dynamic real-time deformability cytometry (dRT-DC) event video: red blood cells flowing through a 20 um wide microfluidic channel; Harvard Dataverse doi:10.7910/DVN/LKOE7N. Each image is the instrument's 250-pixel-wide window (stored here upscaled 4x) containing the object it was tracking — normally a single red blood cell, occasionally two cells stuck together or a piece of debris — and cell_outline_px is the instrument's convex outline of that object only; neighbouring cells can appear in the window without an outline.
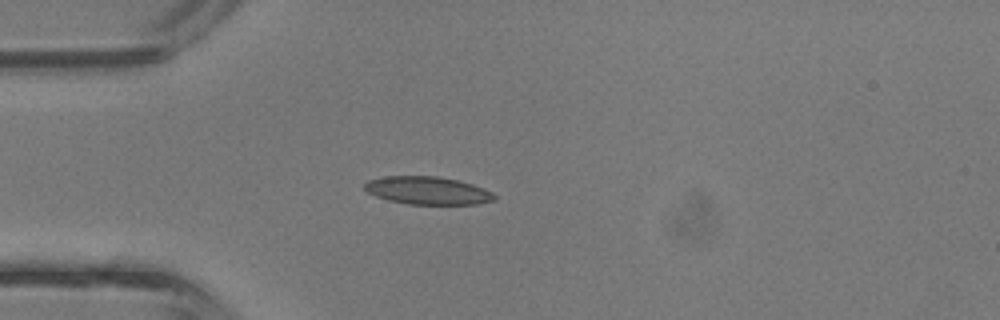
{"species": "common noctule bat (a hibernating species)", "species_latin": "Nyctalus noctula", "temperature_condition": "room temperature", "stored_images_in_passage": 32, "camera_frame_rate_fps": 3000, "um_per_image_px": 0.085, "animal": {"sex": "male", "body_mass_g": 13.3}, "frame": {"image": 1, "passage_image": 1, "time_ms": 0.0, "image_size_px": [1000, 320], "cell_outline_px": [[496, 200], [476, 204], [408, 204], [388, 200], [376, 196], [368, 192], [364, 188], [364, 184], [368, 180], [384, 176], [436, 176], [456, 180], [472, 184], [484, 188], [492, 192], [496, 196]], "centroid_in_image_um": [36.35, 16.19], "position_along_channel_um": 48.7, "area_um2": 21.04}}
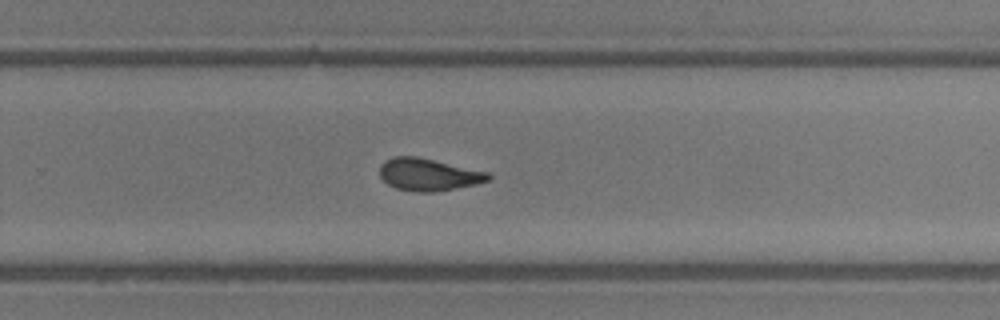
{"frame": {"image": 2, "passage_image": 17, "time_ms": 5.333, "image_size_px": [1000, 320], "cell_outline_px": [[492, 176], [488, 180], [476, 184], [436, 192], [416, 192], [396, 188], [388, 184], [380, 176], [380, 164], [384, 160], [396, 156], [416, 156], [488, 172]], "centroid_in_image_um": [36.4, 14.84], "position_along_channel_um": 293.4, "area_um2": 20.35}}
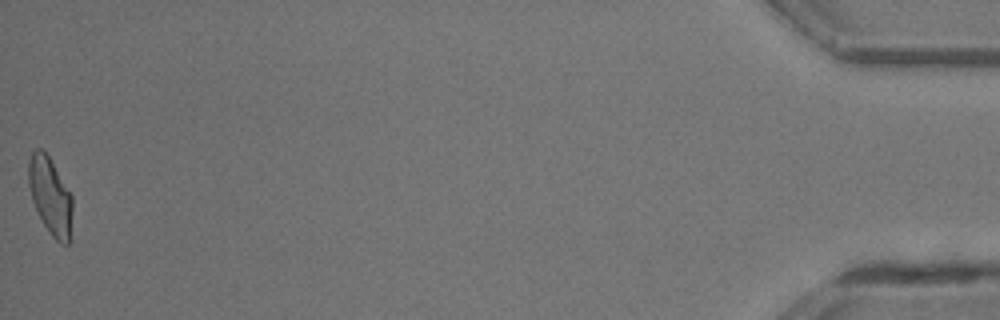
{"frame": {"image": 3, "passage_image": 32, "time_ms": 10.333, "image_size_px": [1000, 320], "cell_outline_px": [[72, 240], [68, 244], [60, 244], [52, 236], [44, 224], [32, 200], [28, 184], [28, 160], [32, 152], [36, 148], [40, 148], [48, 156], [72, 196]], "centroid_in_image_um": [4.29, 16.71], "position_along_channel_um": 430.9, "area_um2": 19.77}, "authors_computed_cell_mechanics": {"area_um2": 20.4323, "velocity_mm_per_s": 4.825, "shape_relaxation_time_tau1_ms": 8.3836, "shape_relaxation_time_tau2_ms": 2.1878, "deformation_change_tau1": 0.2241, "deformation_change_tau2": 0.0821}}